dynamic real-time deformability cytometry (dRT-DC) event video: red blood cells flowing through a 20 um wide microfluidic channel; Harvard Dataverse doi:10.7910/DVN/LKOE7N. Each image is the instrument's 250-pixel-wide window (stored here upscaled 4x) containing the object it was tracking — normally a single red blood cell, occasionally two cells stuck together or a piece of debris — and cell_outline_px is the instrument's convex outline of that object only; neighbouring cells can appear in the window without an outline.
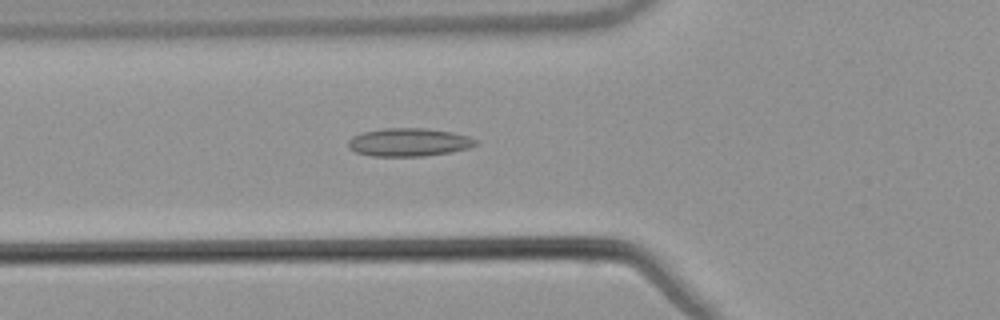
{"species": "common noctule bat (a hibernating species)", "species_latin": "Nyctalus noctula", "temperature_condition": "warm", "stored_images_in_passage": 47, "camera_frame_rate_fps": 3000, "um_per_image_px": 0.085, "animal": {"sex": "male", "body_mass_g": 21.5, "forearm_length_mm": 52.0}, "frame": {"image": 1, "passage_image": 13, "time_ms": 4.0, "image_size_px": [1000, 320], "cell_outline_px": [[480, 140], [476, 144], [468, 148], [452, 152], [424, 156], [372, 156], [356, 152], [348, 148], [348, 140], [352, 136], [364, 132], [384, 128], [424, 128], [452, 132], [468, 136]], "centroid_in_image_um": [34.76, 12.09], "position_along_channel_um": 91.0, "area_um2": 20.98}}
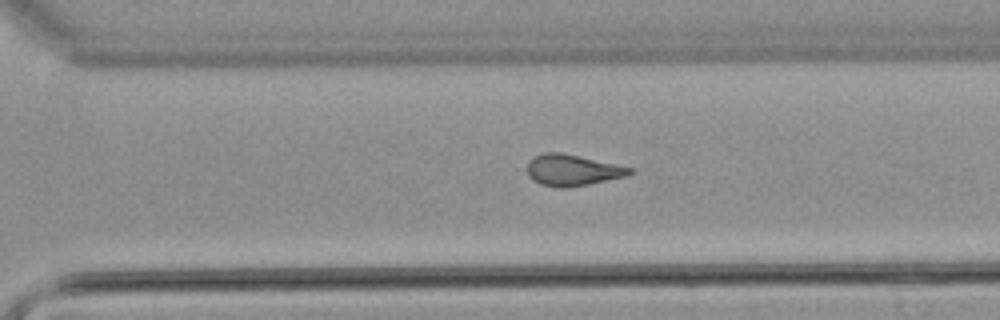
{"frame": {"image": 2, "passage_image": 31, "time_ms": 10.0, "image_size_px": [1000, 320], "cell_outline_px": [[636, 172], [628, 176], [588, 184], [564, 188], [560, 188], [540, 184], [532, 180], [528, 176], [528, 164], [536, 156], [544, 152], [560, 152], [636, 168]], "centroid_in_image_um": [48.73, 14.47], "position_along_channel_um": 321.9, "area_um2": 18.73}}
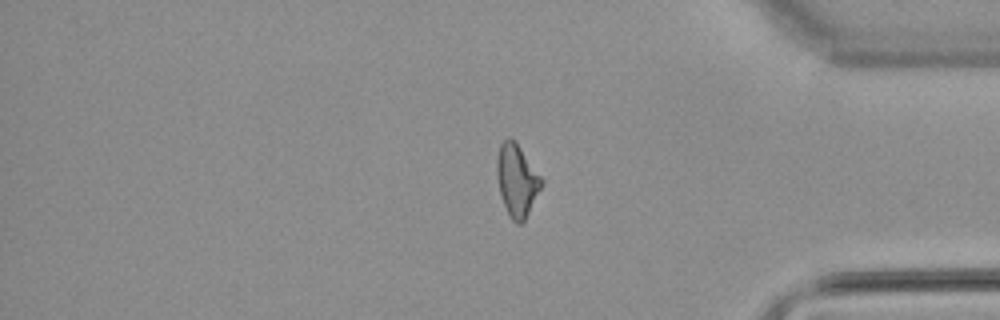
{"frame": {"image": 3, "passage_image": 38, "time_ms": 12.333, "image_size_px": [1000, 320], "cell_outline_px": [[544, 184], [524, 220], [520, 224], [516, 224], [512, 220], [500, 196], [496, 172], [496, 160], [500, 144], [508, 136], [516, 140], [544, 180]], "centroid_in_image_um": [43.94, 15.28], "position_along_channel_um": 391.3, "area_um2": 19.02}, "authors_computed_cell_mechanics": {"area_um2": 18.785, "velocity_mm_per_s": 3.8451, "shape_relaxation_time_tau1_ms": null, "shape_relaxation_time_tau2_ms": 2.7302, "deformation_change_tau1": null, "deformation_change_tau2": 0.1246}}